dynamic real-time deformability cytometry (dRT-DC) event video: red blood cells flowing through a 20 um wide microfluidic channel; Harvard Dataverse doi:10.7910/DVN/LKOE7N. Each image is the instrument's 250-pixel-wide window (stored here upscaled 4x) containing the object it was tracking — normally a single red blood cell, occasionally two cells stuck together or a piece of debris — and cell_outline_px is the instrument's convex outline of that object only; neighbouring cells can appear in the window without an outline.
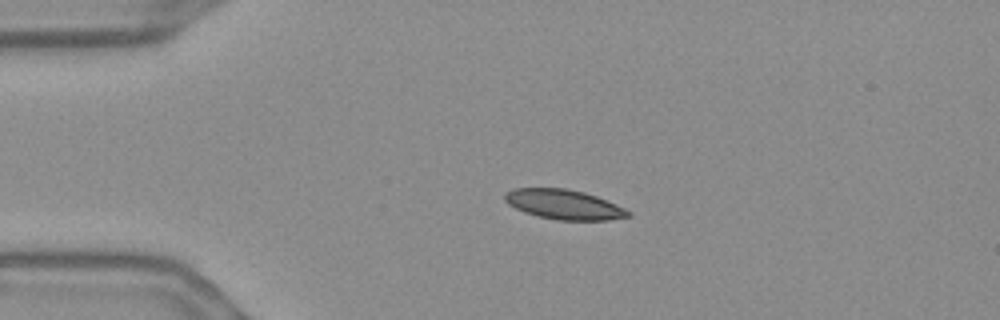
{"species": "Egyptian fruit bat (a non-hibernating species)", "species_latin": "Rousettus aegyptiacus", "temperature_condition": "warm", "stored_images_in_passage": 44, "camera_frame_rate_fps": 3000, "um_per_image_px": 0.085, "frame": {"image": 1, "passage_image": 1, "time_ms": 0.0, "image_size_px": [1000, 320], "cell_outline_px": [[632, 216], [608, 220], [556, 220], [536, 216], [524, 212], [508, 204], [504, 200], [504, 192], [512, 188], [568, 188], [584, 192], [596, 196], [616, 204], [632, 212]], "centroid_in_image_um": [47.92, 17.38], "position_along_channel_um": 37.1, "area_um2": 21.62}}
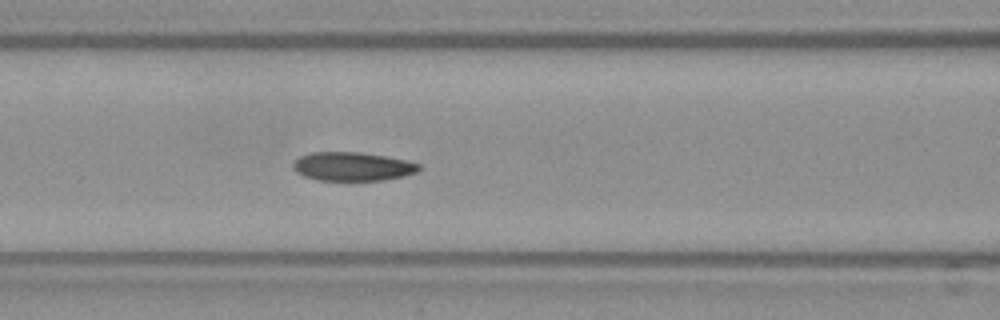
{"frame": {"image": 2, "passage_image": 12, "time_ms": 3.667, "image_size_px": [1000, 320], "cell_outline_px": [[420, 168], [416, 172], [404, 176], [380, 180], [316, 180], [304, 176], [296, 172], [292, 168], [292, 164], [300, 156], [312, 152], [360, 152], [408, 160], [420, 164]], "centroid_in_image_um": [29.95, 14.15], "position_along_channel_um": 136.7, "area_um2": 21.04}}
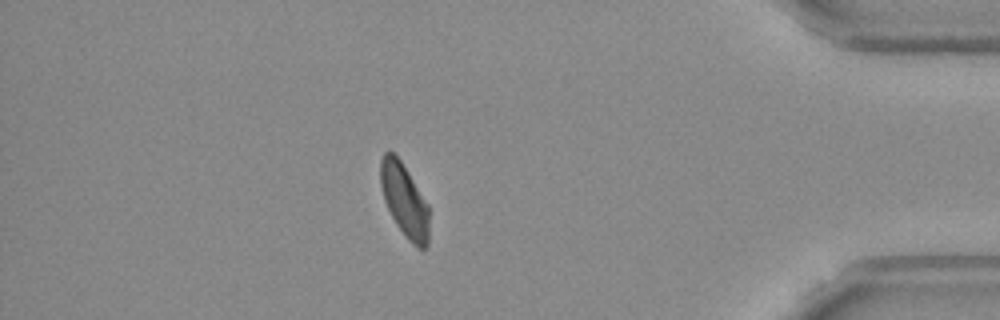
{"frame": {"image": 3, "passage_image": 37, "time_ms": 12.0, "image_size_px": [1000, 320], "cell_outline_px": [[428, 244], [424, 248], [416, 248], [408, 240], [396, 224], [384, 200], [380, 184], [380, 160], [384, 152], [392, 152], [400, 160], [428, 204]], "centroid_in_image_um": [34.36, 17.03], "position_along_channel_um": 400.8, "area_um2": 20.46}, "authors_computed_cell_mechanics": {"area_um2": 21.5883, "velocity_mm_per_s": 3.6589, "shape_relaxation_time_tau1_ms": 7.4633, "shape_relaxation_time_tau2_ms": 3.9487, "deformation_change_tau1": 0.1546, "deformation_change_tau2": 0.0786}}